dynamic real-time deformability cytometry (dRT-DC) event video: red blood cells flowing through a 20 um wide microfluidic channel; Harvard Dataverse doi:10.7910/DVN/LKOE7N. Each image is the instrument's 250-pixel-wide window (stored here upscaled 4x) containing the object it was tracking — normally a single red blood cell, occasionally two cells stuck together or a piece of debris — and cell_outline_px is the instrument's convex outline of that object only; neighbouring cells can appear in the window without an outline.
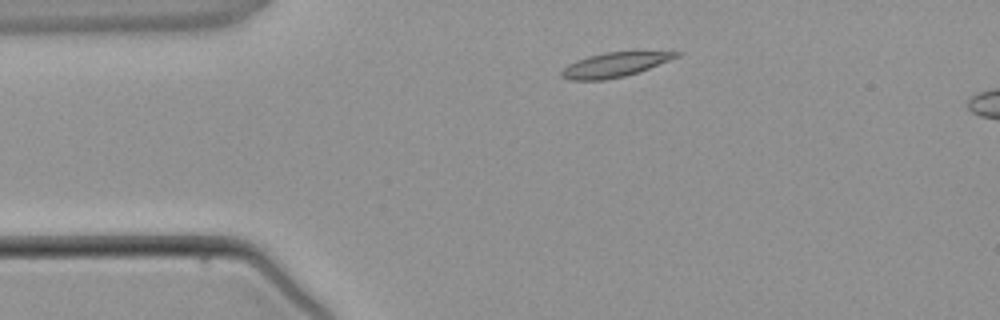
{"species": "common noctule bat (a hibernating species)", "species_latin": "Nyctalus noctula", "temperature_condition": "warm", "stored_images_in_passage": 2, "segment_of_instrument_passage": [1, 2], "camera_frame_rate_fps": 3000, "um_per_image_px": 0.085, "animal": {"sex": "male", "body_mass_g": 21.5, "forearm_length_mm": 52.0}, "frame": {"image": 1, "passage_image": 1, "time_ms": 0.0, "image_size_px": [1000, 320], "cell_outline_px": [[680, 56], [648, 68], [624, 76], [604, 80], [568, 80], [560, 76], [560, 72], [568, 64], [576, 60], [588, 56], [604, 52], [680, 52]], "centroid_in_image_um": [52.16, 5.51], "position_along_channel_um": 32.8, "area_um2": 16.07}}